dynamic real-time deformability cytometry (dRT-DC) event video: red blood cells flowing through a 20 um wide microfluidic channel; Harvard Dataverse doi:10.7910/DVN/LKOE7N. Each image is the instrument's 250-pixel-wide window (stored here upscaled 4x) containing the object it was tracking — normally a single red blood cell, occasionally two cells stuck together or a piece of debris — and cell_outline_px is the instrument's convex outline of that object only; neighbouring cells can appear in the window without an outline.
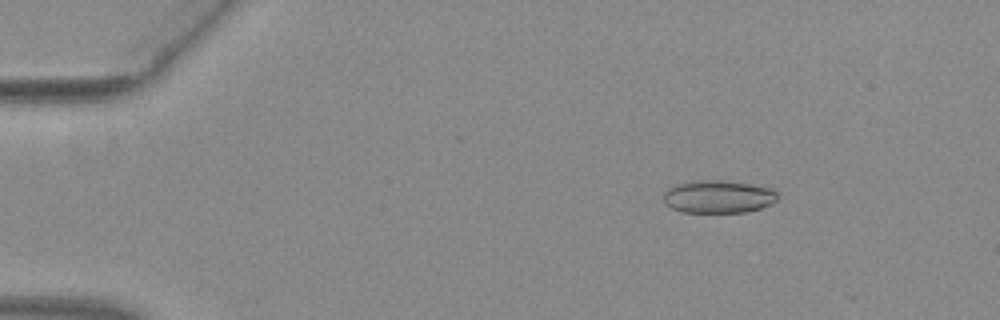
{"species": "common noctule bat (a hibernating species)", "species_latin": "Nyctalus noctula", "temperature_condition": "warm", "stored_images_in_passage": 52, "camera_frame_rate_fps": 3000, "um_per_image_px": 0.085, "animal": {"sex": "female", "body_mass_g": 29.2, "forearm_length_mm": 56.3}, "frame": {"image": 1, "passage_image": 9, "time_ms": 2.667, "image_size_px": [1000, 320], "cell_outline_px": [[776, 200], [772, 204], [748, 212], [680, 212], [672, 208], [664, 200], [664, 192], [668, 188], [676, 184], [704, 180], [720, 180], [752, 184], [772, 188], [776, 192]], "centroid_in_image_um": [61.07, 16.72], "position_along_channel_um": 23.9, "area_um2": 21.68}}
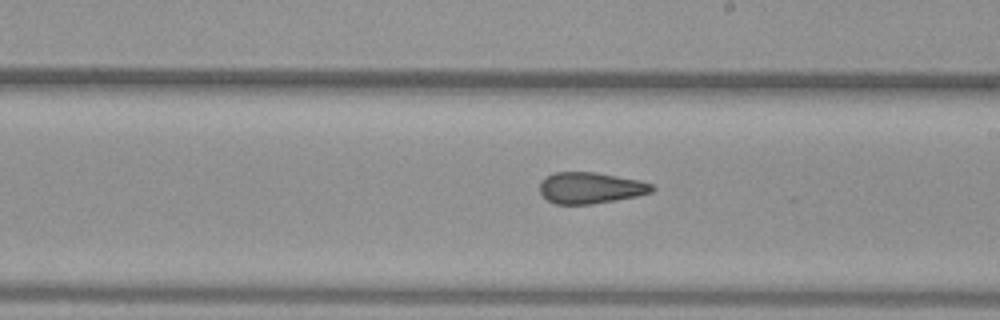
{"frame": {"image": 2, "passage_image": 32, "time_ms": 10.333, "image_size_px": [1000, 320], "cell_outline_px": [[656, 188], [652, 192], [636, 196], [592, 204], [556, 204], [548, 200], [540, 192], [540, 180], [544, 176], [556, 172], [596, 172], [640, 180], [652, 184]], "centroid_in_image_um": [50.18, 15.96], "position_along_channel_um": 238.8, "area_um2": 20.52}}
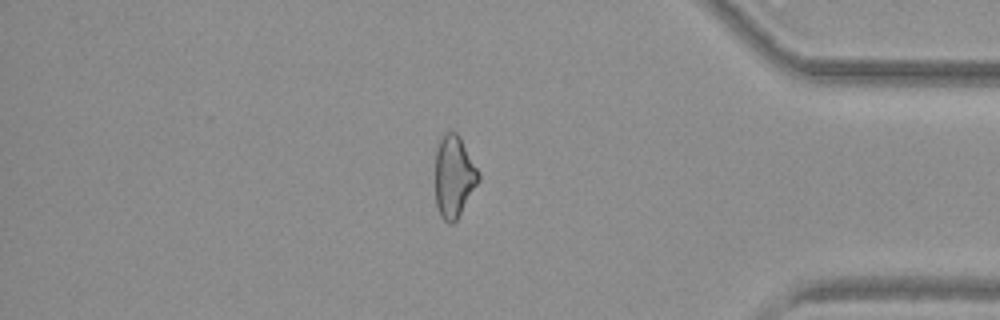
{"frame": {"image": 3, "passage_image": 46, "time_ms": 15.0, "image_size_px": [1000, 320], "cell_outline_px": [[480, 180], [456, 220], [452, 224], [448, 224], [440, 216], [436, 204], [436, 152], [440, 140], [444, 132], [448, 128], [456, 132], [460, 136], [480, 172]], "centroid_in_image_um": [38.6, 14.97], "position_along_channel_um": 396.6, "area_um2": 20.81}, "authors_computed_cell_mechanics": {"area_um2": 21.2993, "velocity_mm_per_s": 3.9766, "shape_relaxation_time_tau1_ms": null, "shape_relaxation_time_tau2_ms": 1.9261, "deformation_change_tau1": null, "deformation_change_tau2": 0.1031}}